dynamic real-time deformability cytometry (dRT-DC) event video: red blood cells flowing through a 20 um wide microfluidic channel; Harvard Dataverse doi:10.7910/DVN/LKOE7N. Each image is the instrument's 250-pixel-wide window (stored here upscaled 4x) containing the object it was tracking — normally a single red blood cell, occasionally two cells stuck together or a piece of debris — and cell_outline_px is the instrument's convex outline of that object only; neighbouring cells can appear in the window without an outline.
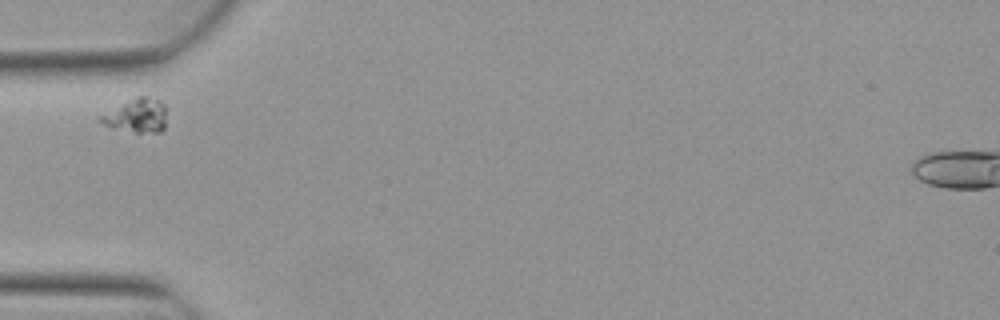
{"species": "Egyptian fruit bat (a non-hibernating species)", "species_latin": "Rousettus aegyptiacus", "temperature_condition": "warm", "stored_images_in_passage": 10, "camera_frame_rate_fps": 3000, "um_per_image_px": 0.085, "animal": {"sex": "female"}, "frame": {"image": 1, "passage_image": 1, "time_ms": 0.0, "image_size_px": [1000, 320], "cell_outline_px": [[164, 128], [160, 132], [136, 132], [112, 128], [96, 120], [96, 116], [136, 96], [148, 96], [160, 100], [164, 104]], "centroid_in_image_um": [11.55, 9.81], "position_along_channel_um": 73.5, "area_um2": 13.12}}
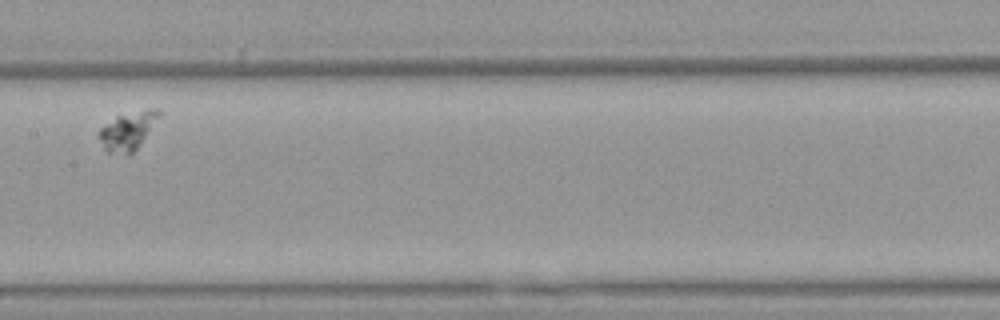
{"frame": {"image": 2, "passage_image": 4, "time_ms": 1.0, "image_size_px": [1000, 320], "cell_outline_px": [[160, 116], [136, 148], [128, 156], [108, 152], [104, 148], [96, 132], [100, 128], [116, 116], [148, 108], [156, 108], [160, 112]], "centroid_in_image_um": [10.82, 11.12], "position_along_channel_um": 196.6, "area_um2": 13.18}}
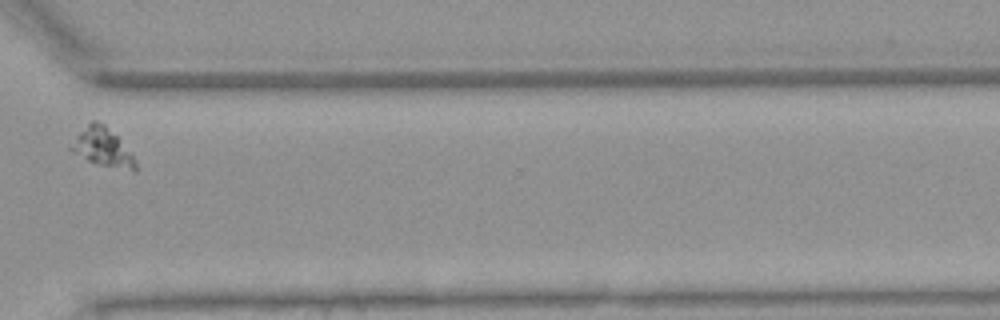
{"frame": {"image": 3, "passage_image": 8, "time_ms": 2.333, "image_size_px": [1000, 320], "cell_outline_px": [[136, 172], [132, 172], [100, 164], [88, 160], [72, 152], [68, 148], [76, 136], [92, 120], [96, 120], [104, 124], [116, 136], [136, 160]], "centroid_in_image_um": [8.72, 12.54], "position_along_channel_um": 361.9, "area_um2": 14.05}}